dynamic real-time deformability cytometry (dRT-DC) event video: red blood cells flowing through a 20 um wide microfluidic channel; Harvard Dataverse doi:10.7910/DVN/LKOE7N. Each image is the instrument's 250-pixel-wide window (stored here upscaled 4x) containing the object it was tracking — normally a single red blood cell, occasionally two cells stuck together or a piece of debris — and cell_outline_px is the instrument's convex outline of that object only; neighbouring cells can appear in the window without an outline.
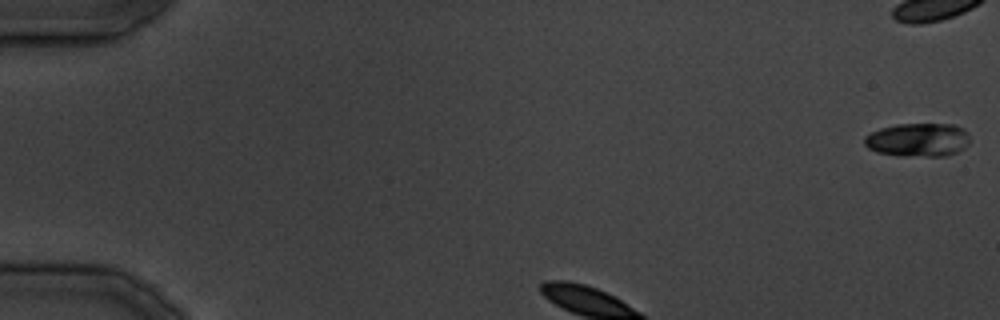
{"species": "common noctule bat (a hibernating species)", "species_latin": "Nyctalus noctula", "temperature_condition": "cold", "stored_images_in_passage": 22, "camera_frame_rate_fps": 3000, "um_per_image_px": 0.085, "animal": {"sex": "male", "body_mass_g": 19.5, "forearm_length_mm": 54.6}, "frame": {"image": 1, "passage_image": 1, "time_ms": 0.0, "image_size_px": [1000, 320], "cell_outline_px": [[968, 144], [964, 148], [948, 156], [900, 156], [876, 152], [868, 148], [864, 144], [864, 136], [880, 128], [896, 124], [956, 124], [964, 128], [968, 132]], "centroid_in_image_um": [78.03, 11.88], "position_along_channel_um": 7.0, "area_um2": 20.87}}
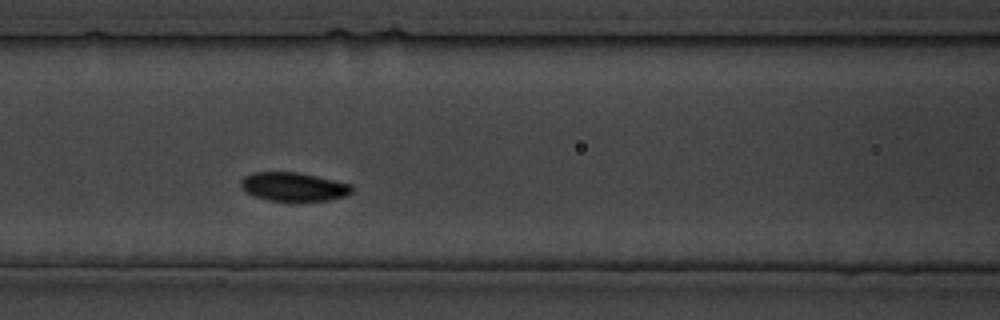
{"frame": {"image": 2, "passage_image": 10, "time_ms": 11.0, "image_size_px": [1000, 320], "cell_outline_px": [[352, 192], [344, 196], [328, 200], [268, 200], [256, 196], [240, 188], [240, 180], [244, 176], [252, 172], [296, 172], [316, 176], [352, 184]], "centroid_in_image_um": [24.93, 15.85], "position_along_channel_um": 141.7, "area_um2": 18.32}}
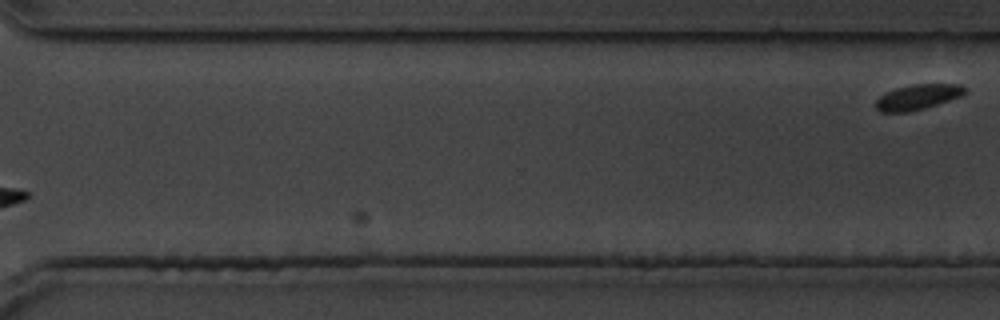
{"frame": {"image": 3, "passage_image": 22, "time_ms": 26.667, "image_size_px": [1000, 320], "cell_outline_px": [[968, 92], [960, 96], [924, 108], [908, 112], [880, 112], [872, 104], [880, 96], [896, 88], [912, 84], [964, 84], [968, 88]], "centroid_in_image_um": [78.02, 8.24], "position_along_channel_um": 292.6, "area_um2": 13.18}}